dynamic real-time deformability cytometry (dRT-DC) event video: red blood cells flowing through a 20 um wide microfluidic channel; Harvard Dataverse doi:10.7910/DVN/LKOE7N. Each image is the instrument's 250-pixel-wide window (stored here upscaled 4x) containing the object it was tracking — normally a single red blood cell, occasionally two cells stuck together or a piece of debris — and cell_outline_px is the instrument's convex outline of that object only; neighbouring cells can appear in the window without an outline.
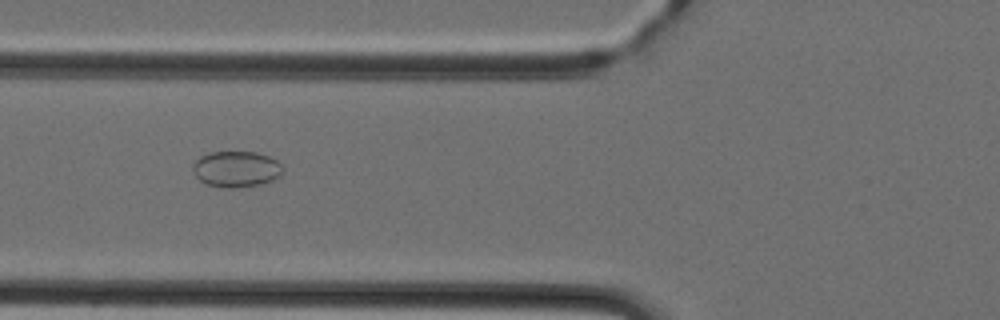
{"species": "Egyptian fruit bat (a non-hibernating species)", "species_latin": "Rousettus aegyptiacus", "temperature_condition": "cold", "stored_images_in_passage": 35, "camera_frame_rate_fps": 3000, "um_per_image_px": 0.085, "animal": {"sex": "female"}, "frame": {"image": 1, "passage_image": 12, "time_ms": 3.667, "image_size_px": [1000, 320], "cell_outline_px": [[284, 168], [280, 176], [264, 184], [232, 188], [228, 188], [204, 184], [192, 172], [192, 164], [200, 156], [212, 152], [256, 152], [268, 156], [276, 160]], "centroid_in_image_um": [20.07, 14.38], "position_along_channel_um": 105.7, "area_um2": 19.02}}
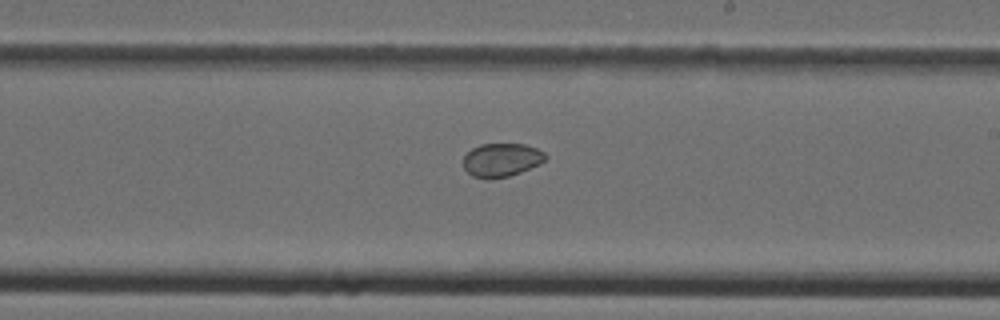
{"frame": {"image": 2, "passage_image": 22, "time_ms": 7.0, "image_size_px": [1000, 320], "cell_outline_px": [[548, 156], [540, 164], [520, 172], [508, 176], [492, 180], [488, 180], [472, 176], [464, 168], [464, 156], [472, 148], [480, 144], [524, 144], [536, 148], [544, 152]], "centroid_in_image_um": [42.62, 13.61], "position_along_channel_um": 246.4, "area_um2": 16.13}}
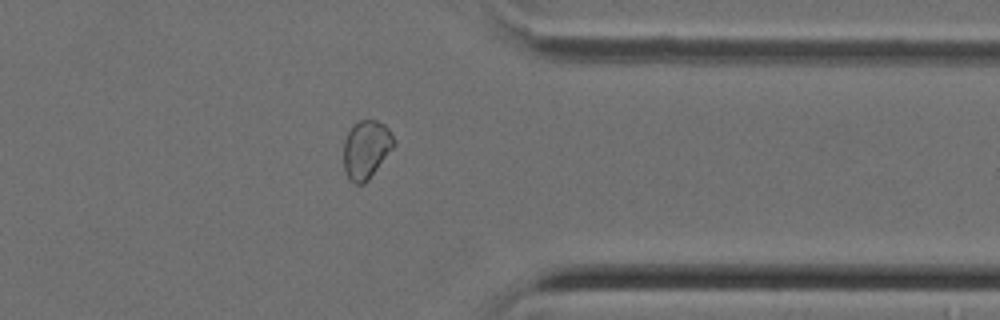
{"frame": {"image": 3, "passage_image": 32, "time_ms": 10.333, "image_size_px": [1000, 320], "cell_outline_px": [[396, 144], [368, 180], [364, 184], [356, 184], [348, 176], [344, 168], [344, 140], [348, 132], [360, 120], [376, 120], [384, 124], [388, 128]], "centroid_in_image_um": [31.14, 12.7], "position_along_channel_um": 380.3, "area_um2": 16.76}}